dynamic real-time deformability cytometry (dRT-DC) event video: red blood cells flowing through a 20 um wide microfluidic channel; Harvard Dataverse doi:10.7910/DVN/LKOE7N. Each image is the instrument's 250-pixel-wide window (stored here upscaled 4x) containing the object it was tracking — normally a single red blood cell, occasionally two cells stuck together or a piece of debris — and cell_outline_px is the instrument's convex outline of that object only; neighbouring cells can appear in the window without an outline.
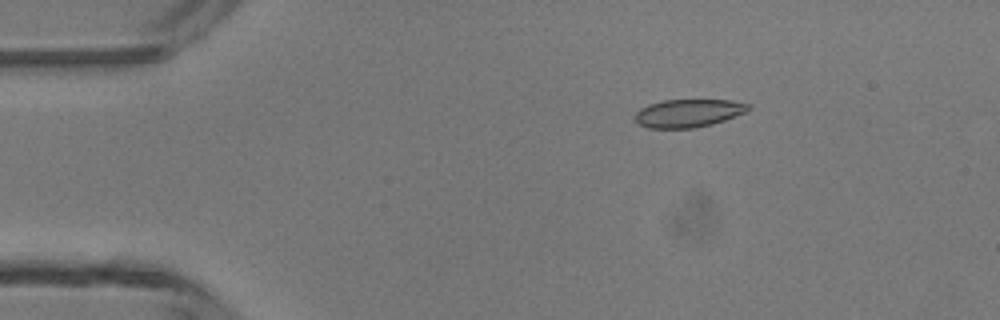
{"species": "common noctule bat (a hibernating species)", "species_latin": "Nyctalus noctula", "temperature_condition": "room temperature", "stored_images_in_passage": 47, "camera_frame_rate_fps": 3000, "um_per_image_px": 0.085, "animal": {"sex": "male", "body_mass_g": 13.3}, "frame": {"image": 1, "passage_image": 8, "time_ms": 2.333, "image_size_px": [1000, 320], "cell_outline_px": [[748, 112], [712, 124], [696, 128], [648, 128], [640, 124], [636, 120], [636, 112], [640, 108], [648, 104], [664, 100], [732, 100], [748, 104]], "centroid_in_image_um": [58.51, 9.62], "position_along_channel_um": 26.5, "area_um2": 18.44}}
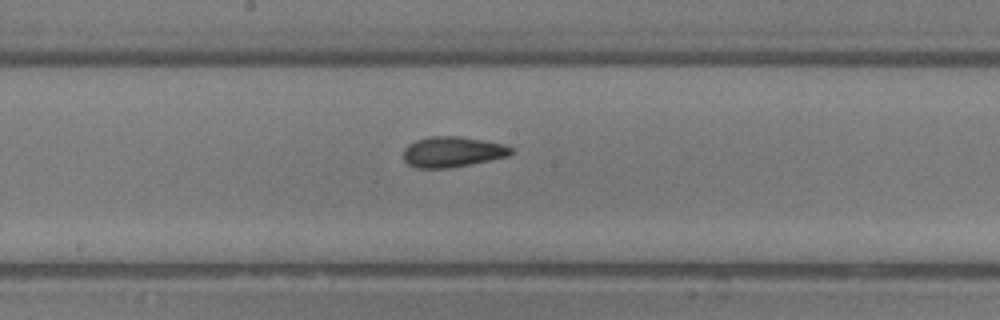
{"frame": {"image": 2, "passage_image": 25, "time_ms": 8.0, "image_size_px": [1000, 320], "cell_outline_px": [[516, 152], [508, 156], [472, 164], [448, 168], [416, 168], [408, 164], [404, 160], [404, 148], [408, 144], [416, 140], [428, 136], [460, 136], [504, 144], [512, 148]], "centroid_in_image_um": [38.46, 12.9], "position_along_channel_um": 209.7, "area_um2": 19.31}}
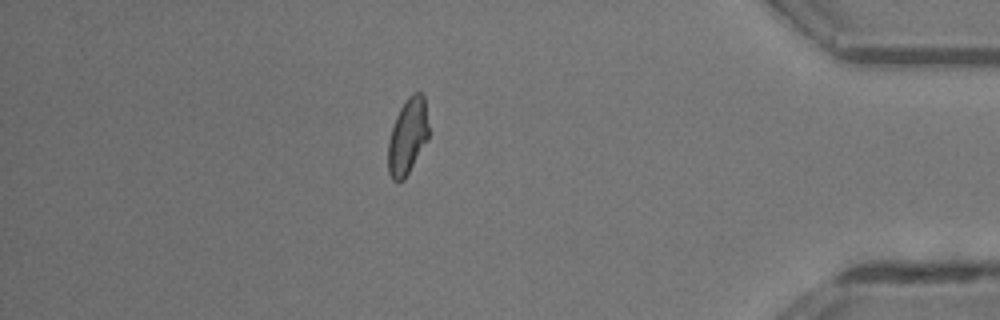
{"frame": {"image": 3, "passage_image": 41, "time_ms": 13.333, "image_size_px": [1000, 320], "cell_outline_px": [[428, 140], [404, 180], [392, 180], [388, 172], [388, 140], [396, 116], [400, 108], [408, 96], [412, 92], [420, 92], [424, 96], [428, 124]], "centroid_in_image_um": [34.65, 11.59], "position_along_channel_um": 400.6, "area_um2": 17.98}, "authors_computed_cell_mechanics": {"area_um2": 18.785, "velocity_mm_per_s": 4.3726, "shape_relaxation_time_tau1_ms": 8.3468, "shape_relaxation_time_tau2_ms": 1.4067, "deformation_change_tau1": 0.1641, "deformation_change_tau2": 0.0509}}